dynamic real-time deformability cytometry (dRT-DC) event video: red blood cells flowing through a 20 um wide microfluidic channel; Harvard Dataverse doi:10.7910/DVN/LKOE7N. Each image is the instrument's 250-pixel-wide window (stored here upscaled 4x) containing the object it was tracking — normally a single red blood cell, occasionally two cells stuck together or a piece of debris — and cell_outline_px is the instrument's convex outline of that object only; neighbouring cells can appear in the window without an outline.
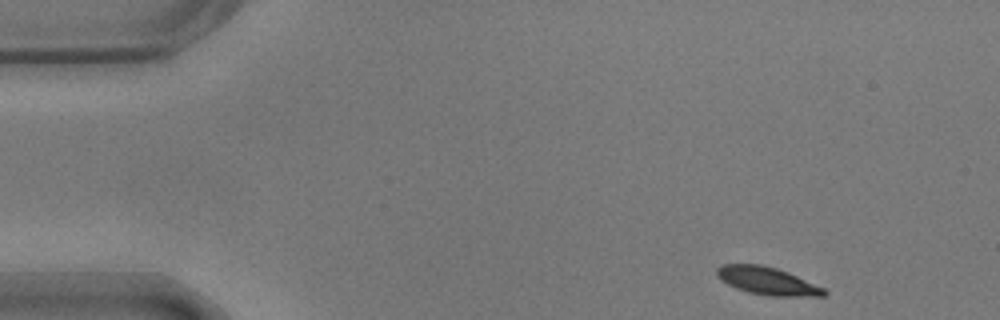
{"species": "common noctule bat (a hibernating species)", "species_latin": "Nyctalus noctula", "temperature_condition": "warm", "stored_images_in_passage": 52, "camera_frame_rate_fps": 3000, "um_per_image_px": 0.085, "animal": {"sex": "male", "body_mass_g": 17.9}, "frame": {"image": 1, "passage_image": 1, "time_ms": 0.0, "image_size_px": [1000, 320], "cell_outline_px": [[828, 292], [824, 296], [768, 296], [748, 292], [736, 288], [720, 280], [716, 276], [716, 268], [724, 264], [760, 264], [776, 268], [788, 272], [824, 288]], "centroid_in_image_um": [65.2, 23.88], "position_along_channel_um": 19.8, "area_um2": 17.34}}
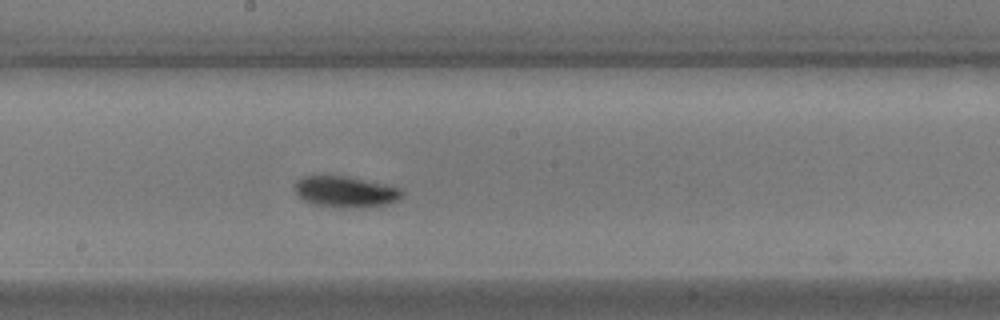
{"frame": {"image": 2, "passage_image": 25, "time_ms": 8.0, "image_size_px": [1000, 320], "cell_outline_px": [[404, 196], [388, 204], [356, 208], [336, 208], [312, 204], [304, 200], [292, 188], [296, 180], [304, 176], [348, 176], [384, 184], [400, 188], [404, 192]], "centroid_in_image_um": [29.35, 16.31], "position_along_channel_um": 218.9, "area_um2": 19.65}}
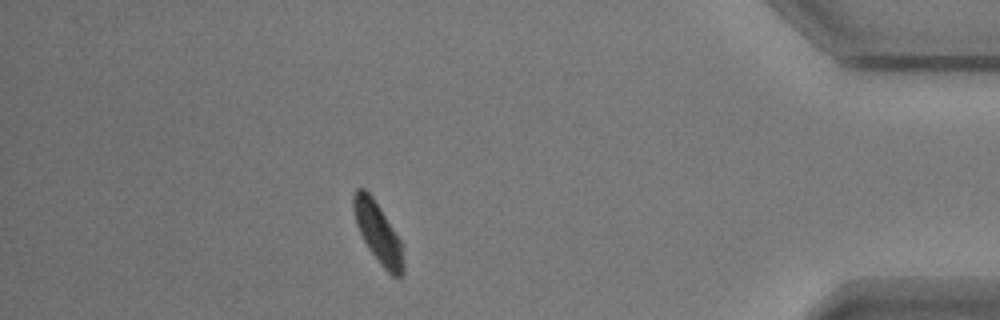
{"frame": {"image": 3, "passage_image": 44, "time_ms": 14.333, "image_size_px": [1000, 320], "cell_outline_px": [[404, 276], [392, 276], [380, 264], [368, 248], [356, 224], [352, 208], [352, 196], [356, 188], [364, 188], [372, 196], [380, 208], [400, 240], [404, 264]], "centroid_in_image_um": [32.11, 19.77], "position_along_channel_um": 403.1, "area_um2": 17.4}}